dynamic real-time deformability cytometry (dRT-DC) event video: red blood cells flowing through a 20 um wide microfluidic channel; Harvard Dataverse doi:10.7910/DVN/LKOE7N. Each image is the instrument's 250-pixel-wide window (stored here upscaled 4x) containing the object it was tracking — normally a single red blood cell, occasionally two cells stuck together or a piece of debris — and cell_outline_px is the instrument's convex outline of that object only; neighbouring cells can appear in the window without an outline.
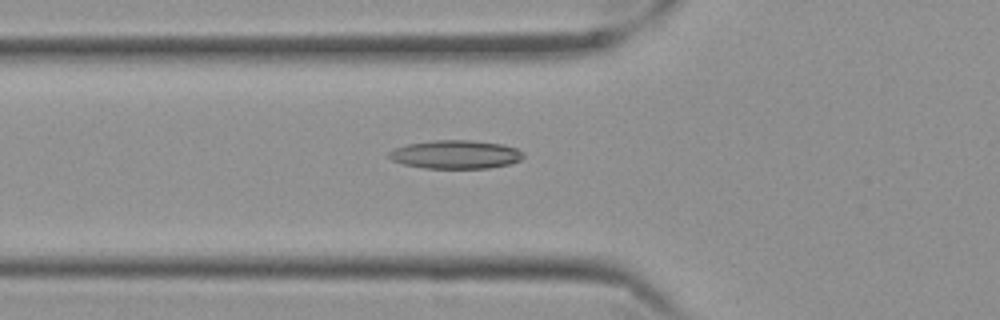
{"species": "Egyptian fruit bat (a non-hibernating species)", "species_latin": "Rousettus aegyptiacus", "temperature_condition": "cold", "stored_images_in_passage": 25, "camera_frame_rate_fps": 3000, "um_per_image_px": 0.085, "frame": {"image": 1, "passage_image": 21, "time_ms": 6.667, "image_size_px": [1000, 320], "cell_outline_px": [[524, 156], [520, 160], [508, 164], [488, 168], [424, 168], [404, 164], [392, 160], [388, 156], [388, 152], [392, 148], [408, 144], [432, 140], [472, 140], [500, 144], [516, 148], [524, 152]], "centroid_in_image_um": [38.7, 13.12], "position_along_channel_um": 87.1, "area_um2": 22.31}}
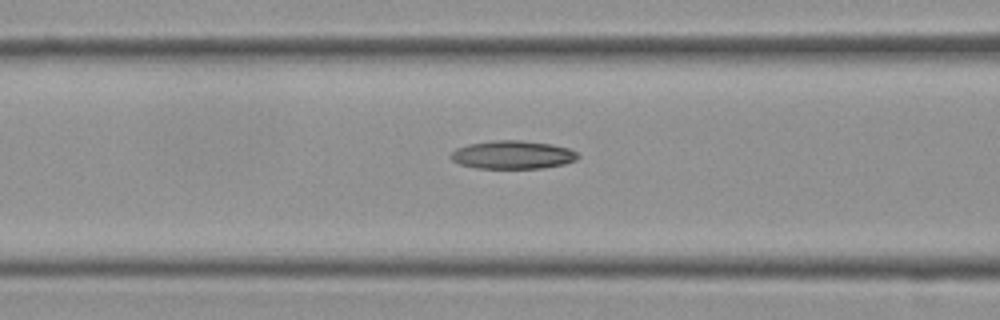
{"frame": {"image": 2, "passage_image": 24, "time_ms": 7.667, "image_size_px": [1000, 320], "cell_outline_px": [[580, 156], [576, 160], [564, 164], [544, 168], [476, 168], [460, 164], [452, 160], [448, 156], [456, 148], [468, 144], [492, 140], [520, 140], [552, 144], [568, 148], [576, 152]], "centroid_in_image_um": [43.56, 13.15], "position_along_channel_um": 123.0, "area_um2": 21.04}}